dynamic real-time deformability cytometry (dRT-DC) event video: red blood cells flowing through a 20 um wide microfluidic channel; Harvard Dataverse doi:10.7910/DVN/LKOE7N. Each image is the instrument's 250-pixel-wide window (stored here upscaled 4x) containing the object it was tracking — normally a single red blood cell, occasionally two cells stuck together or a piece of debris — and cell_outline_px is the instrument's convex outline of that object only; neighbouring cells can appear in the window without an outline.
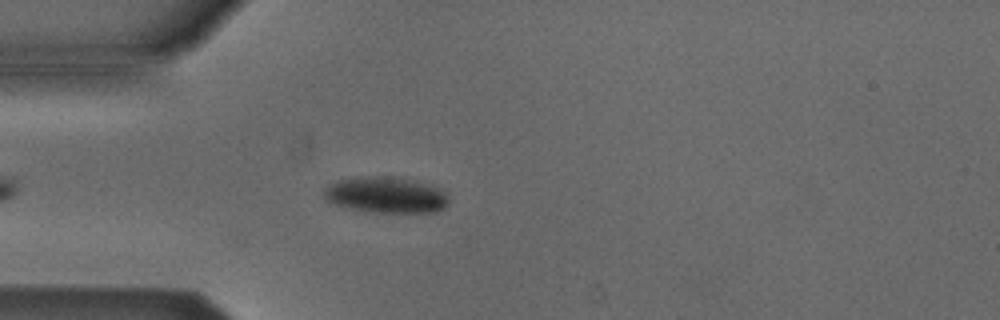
{"species": "Egyptian fruit bat (a non-hibernating species)", "species_latin": "Rousettus aegyptiacus", "temperature_condition": "cold", "stored_images_in_passage": 2, "camera_frame_rate_fps": 3000, "um_per_image_px": 0.085, "animal": {"sex": "male"}, "frame": {"image": 1, "passage_image": 2, "time_ms": 1.333, "image_size_px": [1000, 320], "cell_outline_px": [[448, 204], [444, 208], [436, 212], [372, 212], [348, 208], [324, 200], [324, 188], [336, 180], [364, 176], [392, 176], [416, 180], [428, 184], [444, 192], [448, 196]], "centroid_in_image_um": [32.79, 16.56], "position_along_channel_um": 52.2, "area_um2": 26.36}}